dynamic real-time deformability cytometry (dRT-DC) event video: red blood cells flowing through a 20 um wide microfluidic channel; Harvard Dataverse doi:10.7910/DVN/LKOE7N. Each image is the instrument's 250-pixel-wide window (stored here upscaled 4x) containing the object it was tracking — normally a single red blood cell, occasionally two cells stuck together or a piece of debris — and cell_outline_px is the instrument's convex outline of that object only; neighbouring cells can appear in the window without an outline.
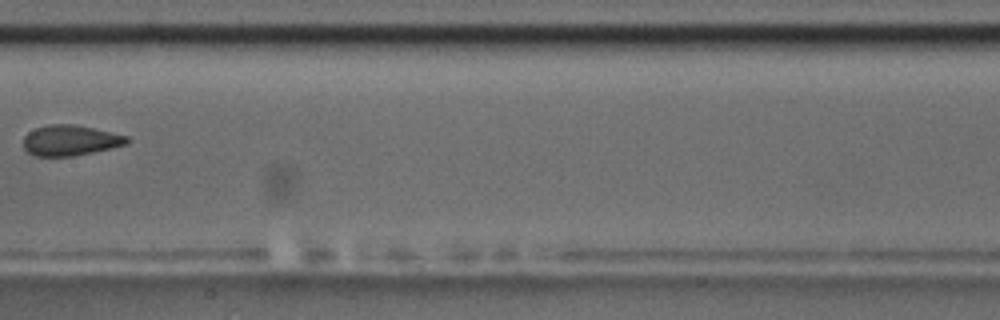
{"species": "common noctule bat (a hibernating species)", "species_latin": "Nyctalus noctula", "temperature_condition": "room temperature", "stored_images_in_passage": 7, "camera_frame_rate_fps": 3000, "um_per_image_px": 0.085, "animal": {"sex": "male", "body_mass_g": 17.5, "forearm_length_mm": 52.3}, "frame": {"image": 1, "passage_image": 7, "time_ms": 8.667, "image_size_px": [1000, 320], "cell_outline_px": [[132, 140], [128, 144], [92, 152], [72, 156], [36, 156], [28, 152], [24, 148], [24, 136], [28, 132], [36, 128], [48, 124], [72, 124], [92, 128], [128, 136]], "centroid_in_image_um": [5.98, 11.93], "position_along_channel_um": 201.4, "area_um2": 18.32}}